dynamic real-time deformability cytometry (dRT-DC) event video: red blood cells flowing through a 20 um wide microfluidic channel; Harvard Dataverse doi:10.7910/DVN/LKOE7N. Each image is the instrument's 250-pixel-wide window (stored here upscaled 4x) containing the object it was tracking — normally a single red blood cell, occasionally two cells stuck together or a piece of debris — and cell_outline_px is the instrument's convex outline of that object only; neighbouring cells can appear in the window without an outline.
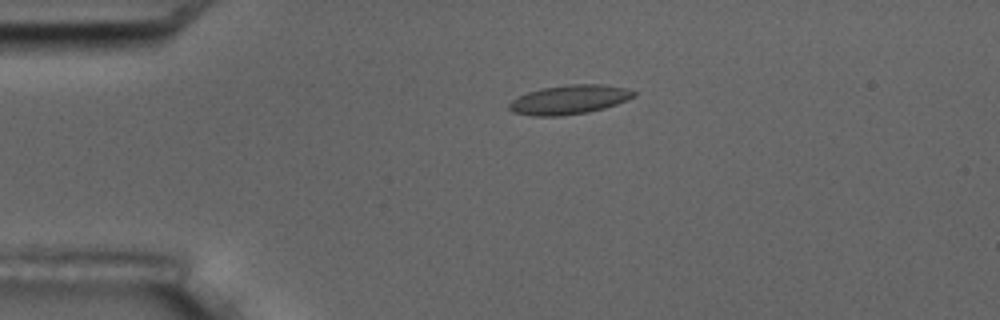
{"species": "common noctule bat (a hibernating species)", "species_latin": "Nyctalus noctula", "temperature_condition": "room temperature", "stored_images_in_passage": 2, "camera_frame_rate_fps": 3000, "um_per_image_px": 0.085, "animal": {"sex": "male", "body_mass_g": 17.5, "forearm_length_mm": 52.3}, "frame": {"image": 1, "passage_image": 1, "time_ms": 0.0, "image_size_px": [1000, 320], "cell_outline_px": [[636, 96], [628, 100], [604, 108], [588, 112], [560, 116], [532, 116], [512, 112], [508, 108], [508, 104], [512, 100], [528, 92], [540, 88], [568, 84], [604, 84], [624, 88], [636, 92]], "centroid_in_image_um": [48.38, 8.47], "position_along_channel_um": 36.6, "area_um2": 21.27}}